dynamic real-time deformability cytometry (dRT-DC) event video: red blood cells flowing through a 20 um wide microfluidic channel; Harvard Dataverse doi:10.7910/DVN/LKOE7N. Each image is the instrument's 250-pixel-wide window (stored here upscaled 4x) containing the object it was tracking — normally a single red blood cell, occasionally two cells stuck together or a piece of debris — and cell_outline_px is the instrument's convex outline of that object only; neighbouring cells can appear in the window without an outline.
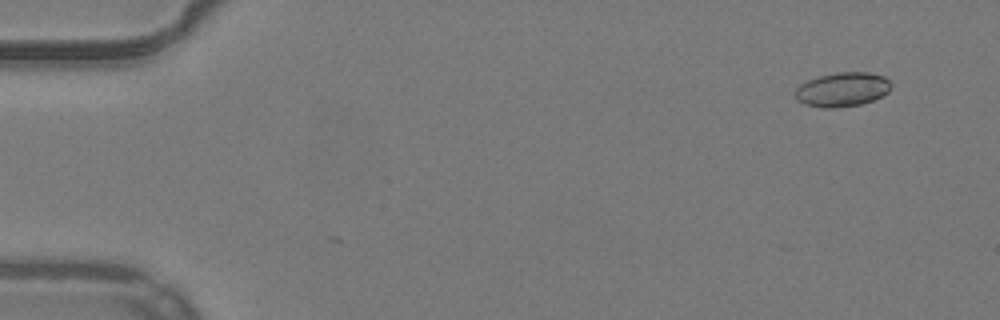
{"species": "common noctule bat (a hibernating species)", "species_latin": "Nyctalus noctula", "temperature_condition": "warm", "stored_images_in_passage": 15, "camera_frame_rate_fps": 3000, "um_per_image_px": 0.085, "animal": {"sex": "male", "body_mass_g": 19.2, "forearm_length_mm": 51.8}, "frame": {"image": 1, "passage_image": 2, "time_ms": 0.333, "image_size_px": [1000, 320], "cell_outline_px": [[892, 84], [888, 92], [872, 100], [860, 104], [832, 108], [824, 108], [804, 104], [796, 100], [796, 88], [800, 84], [808, 80], [820, 76], [836, 72], [868, 72], [884, 76]], "centroid_in_image_um": [71.59, 7.6], "position_along_channel_um": 13.4, "area_um2": 19.02}}
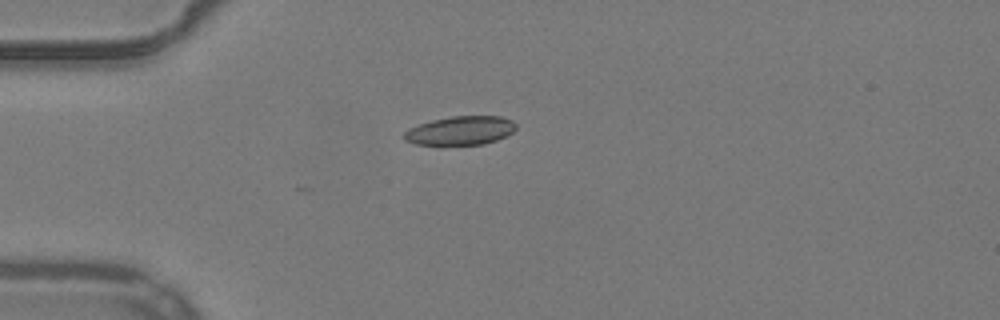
{"frame": {"image": 2, "passage_image": 13, "time_ms": 4.0, "image_size_px": [1000, 320], "cell_outline_px": [[516, 128], [512, 132], [496, 140], [484, 144], [444, 148], [440, 148], [416, 144], [404, 140], [404, 132], [408, 128], [432, 120], [452, 116], [500, 116], [512, 120], [516, 124]], "centroid_in_image_um": [39.08, 11.15], "position_along_channel_um": 45.9, "area_um2": 19.59}}